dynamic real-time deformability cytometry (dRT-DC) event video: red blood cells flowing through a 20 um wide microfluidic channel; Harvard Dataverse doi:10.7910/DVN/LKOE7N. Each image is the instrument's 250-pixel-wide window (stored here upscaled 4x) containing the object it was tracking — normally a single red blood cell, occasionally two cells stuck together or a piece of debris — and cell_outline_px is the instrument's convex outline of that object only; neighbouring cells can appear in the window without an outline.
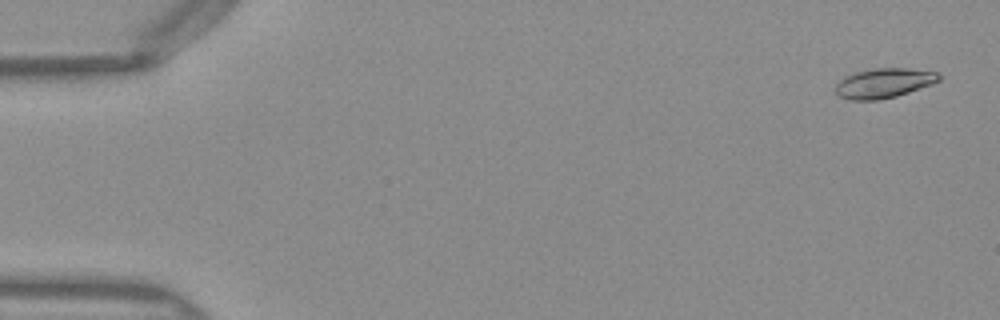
{"species": "Egyptian fruit bat (a non-hibernating species)", "species_latin": "Rousettus aegyptiacus", "temperature_condition": "warm", "stored_images_in_passage": 51, "camera_frame_rate_fps": 3000, "um_per_image_px": 0.085, "frame": {"image": 1, "passage_image": 2, "time_ms": 0.333, "image_size_px": [1000, 320], "cell_outline_px": [[940, 80], [932, 84], [896, 96], [880, 100], [848, 100], [840, 96], [836, 92], [836, 84], [844, 76], [856, 72], [876, 68], [908, 68], [940, 72]], "centroid_in_image_um": [75.14, 7.06], "position_along_channel_um": 9.9, "area_um2": 17.92}}
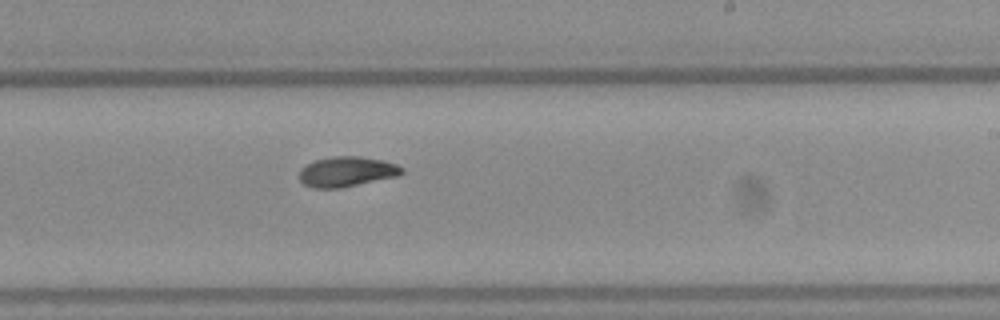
{"frame": {"image": 2, "passage_image": 31, "time_ms": 10.0, "image_size_px": [1000, 320], "cell_outline_px": [[404, 172], [400, 176], [340, 188], [312, 188], [304, 184], [300, 180], [300, 168], [316, 160], [332, 156], [360, 156], [384, 160], [396, 164], [404, 168]], "centroid_in_image_um": [29.52, 14.59], "position_along_channel_um": 259.5, "area_um2": 18.15}}
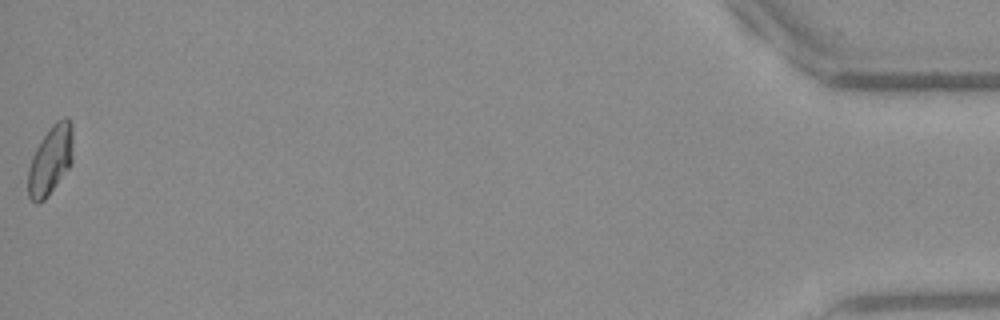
{"frame": {"image": 3, "passage_image": 51, "time_ms": 16.667, "image_size_px": [1000, 320], "cell_outline_px": [[72, 164], [48, 196], [44, 200], [36, 204], [28, 196], [28, 168], [32, 156], [40, 140], [52, 124], [56, 120], [64, 116], [68, 116], [72, 124]], "centroid_in_image_um": [4.29, 13.59], "position_along_channel_um": 430.9, "area_um2": 18.32}, "authors_computed_cell_mechanics": {"area_um2": 17.8024, "velocity_mm_per_s": 4.0207, "shape_relaxation_time_tau1_ms": 10.5004, "shape_relaxation_time_tau2_ms": 3.2864, "deformation_change_tau1": 0.2472, "deformation_change_tau2": 0.08}}